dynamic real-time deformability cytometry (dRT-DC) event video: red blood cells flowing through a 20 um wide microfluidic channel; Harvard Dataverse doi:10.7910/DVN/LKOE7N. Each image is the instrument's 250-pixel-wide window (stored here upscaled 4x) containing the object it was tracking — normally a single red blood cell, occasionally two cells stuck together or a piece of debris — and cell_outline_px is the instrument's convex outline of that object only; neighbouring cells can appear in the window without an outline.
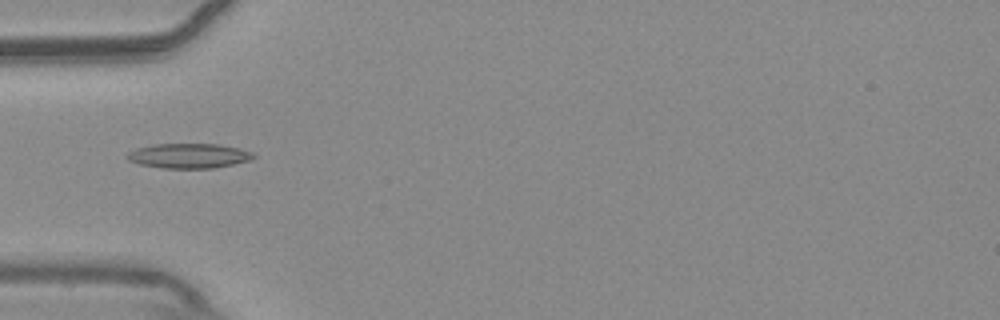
{"species": "common noctule bat (a hibernating species)", "species_latin": "Nyctalus noctula", "temperature_condition": "warm", "stored_images_in_passage": 44, "camera_frame_rate_fps": 3000, "um_per_image_px": 0.085, "animal": {"sex": "male", "body_mass_g": 20.4}, "frame": {"image": 1, "passage_image": 8, "time_ms": 2.333, "image_size_px": [1000, 320], "cell_outline_px": [[256, 156], [252, 160], [212, 168], [164, 168], [140, 164], [128, 160], [124, 156], [128, 152], [136, 148], [156, 144], [220, 144], [240, 148], [252, 152]], "centroid_in_image_um": [16.06, 13.24], "position_along_channel_um": 68.9, "area_um2": 18.26}}
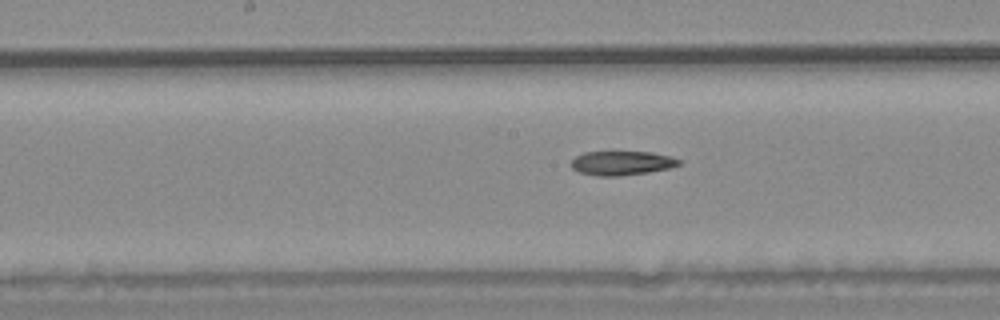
{"frame": {"image": 2, "passage_image": 18, "time_ms": 5.667, "image_size_px": [1000, 320], "cell_outline_px": [[680, 164], [668, 168], [648, 172], [620, 176], [596, 176], [580, 172], [572, 168], [568, 164], [576, 156], [584, 152], [612, 148], [652, 152], [668, 156], [680, 160]], "centroid_in_image_um": [52.76, 13.8], "position_along_channel_um": 195.4, "area_um2": 16.07}}
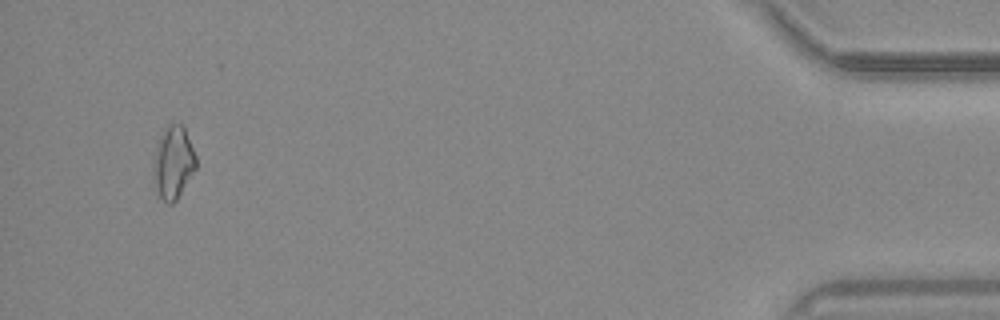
{"frame": {"image": 3, "passage_image": 42, "time_ms": 13.667, "image_size_px": [1000, 320], "cell_outline_px": [[196, 168], [176, 200], [172, 204], [168, 204], [160, 196], [156, 188], [152, 176], [156, 148], [160, 136], [168, 124], [180, 124], [184, 128], [196, 156]], "centroid_in_image_um": [14.72, 13.83], "position_along_channel_um": 420.5, "area_um2": 17.69}}